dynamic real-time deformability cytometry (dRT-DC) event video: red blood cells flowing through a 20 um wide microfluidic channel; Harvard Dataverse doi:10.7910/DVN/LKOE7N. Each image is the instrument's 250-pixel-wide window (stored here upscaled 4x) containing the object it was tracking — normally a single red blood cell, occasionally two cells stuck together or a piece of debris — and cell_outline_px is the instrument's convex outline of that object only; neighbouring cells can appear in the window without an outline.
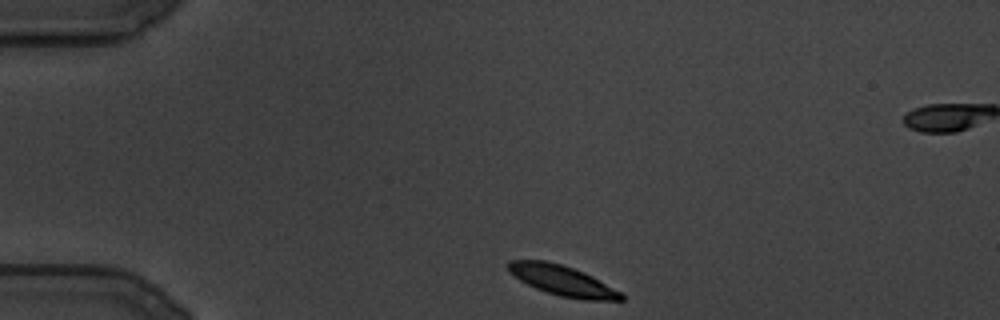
{"species": "common noctule bat (a hibernating species)", "species_latin": "Nyctalus noctula", "temperature_condition": "cold", "stored_images_in_passage": 100, "segment_of_instrument_passage": [1, 2], "camera_frame_rate_fps": 3000, "um_per_image_px": 0.085, "animal": {"sex": "male", "body_mass_g": 19.5, "forearm_length_mm": 54.6}, "frame": {"image": 1, "passage_image": 1, "time_ms": 0.0, "image_size_px": [1000, 320], "cell_outline_px": [[624, 300], [584, 300], [560, 296], [536, 288], [520, 280], [508, 272], [508, 260], [544, 260], [560, 264], [584, 272], [624, 292]], "centroid_in_image_um": [47.85, 23.85], "position_along_channel_um": 37.2, "area_um2": 19.88}}
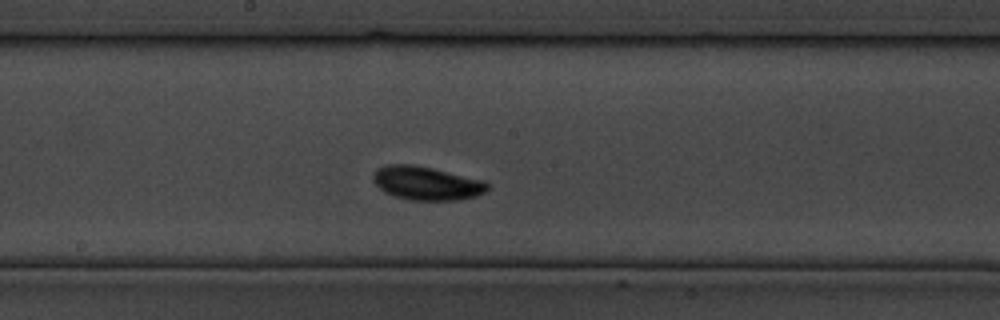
{"frame": {"image": 2, "passage_image": 42, "time_ms": 13.667, "image_size_px": [1000, 320], "cell_outline_px": [[488, 188], [484, 192], [476, 196], [456, 200], [408, 200], [384, 192], [376, 184], [372, 176], [376, 168], [384, 164], [412, 164], [432, 168], [484, 180], [488, 184]], "centroid_in_image_um": [36.23, 15.56], "position_along_channel_um": 212.0, "area_um2": 22.37}}
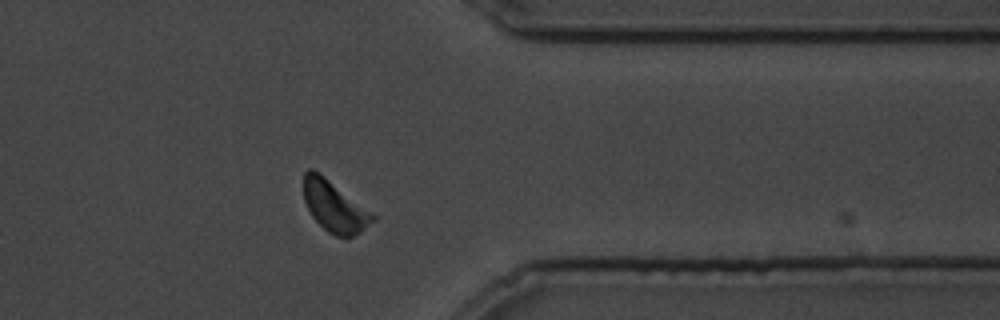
{"frame": {"image": 3, "passage_image": 75, "time_ms": 24.667, "image_size_px": [1000, 320], "cell_outline_px": [[376, 220], [360, 232], [348, 240], [344, 240], [328, 232], [312, 216], [304, 200], [304, 172], [308, 168], [312, 168], [324, 176], [372, 212], [376, 216]], "centroid_in_image_um": [28.45, 17.59], "position_along_channel_um": 382.9, "area_um2": 20.58}}